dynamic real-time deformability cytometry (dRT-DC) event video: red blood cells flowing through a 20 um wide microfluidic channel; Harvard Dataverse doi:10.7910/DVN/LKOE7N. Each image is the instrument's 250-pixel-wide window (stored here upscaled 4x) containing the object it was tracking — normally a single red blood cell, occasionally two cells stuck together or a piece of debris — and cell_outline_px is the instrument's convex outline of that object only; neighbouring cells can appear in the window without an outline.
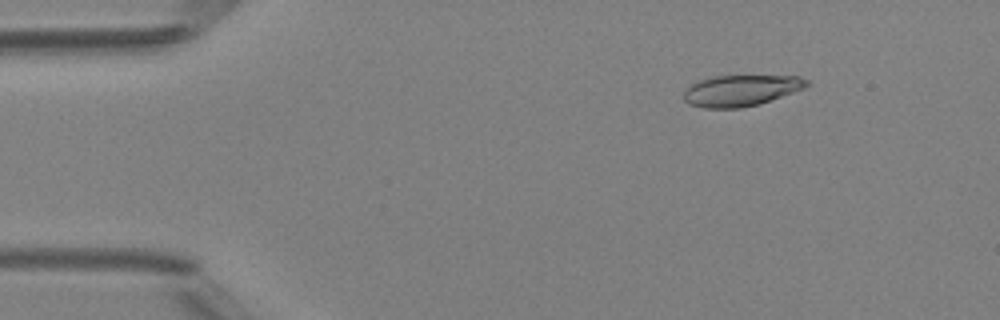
{"species": "Egyptian fruit bat (a non-hibernating species)", "species_latin": "Rousettus aegyptiacus", "temperature_condition": "room temperature", "stored_images_in_passage": 49, "camera_frame_rate_fps": 3000, "um_per_image_px": 0.085, "animal": {"sex": "female"}, "frame": {"image": 1, "passage_image": 7, "time_ms": 2.0, "image_size_px": [1000, 320], "cell_outline_px": [[808, 84], [804, 88], [760, 104], [740, 108], [704, 108], [688, 104], [684, 100], [684, 92], [692, 84], [700, 80], [712, 76], [800, 76], [808, 80]], "centroid_in_image_um": [62.97, 7.7], "position_along_channel_um": 22.0, "area_um2": 22.2}}
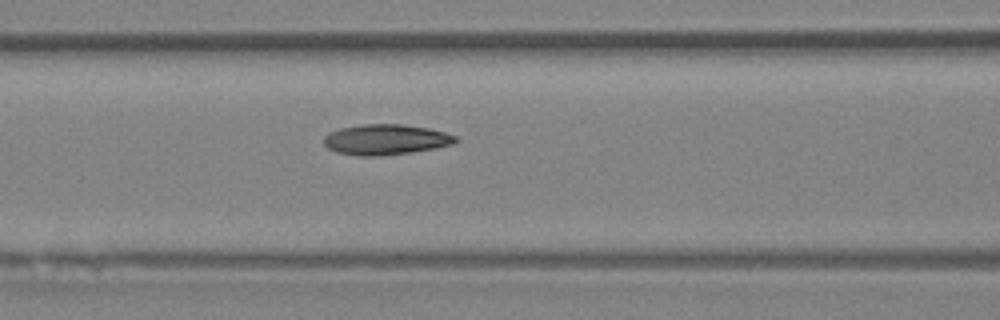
{"frame": {"image": 2, "passage_image": 21, "time_ms": 6.667, "image_size_px": [1000, 320], "cell_outline_px": [[460, 140], [452, 144], [436, 148], [412, 152], [380, 156], [360, 156], [336, 152], [328, 148], [324, 144], [324, 136], [328, 132], [340, 128], [360, 124], [400, 124], [428, 128], [444, 132], [456, 136]], "centroid_in_image_um": [32.77, 11.86], "position_along_channel_um": 133.8, "area_um2": 23.52}}
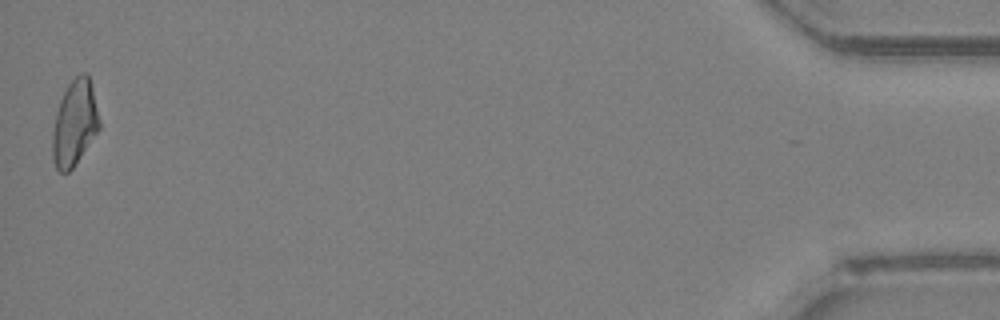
{"frame": {"image": 3, "passage_image": 49, "time_ms": 16.0, "image_size_px": [1000, 320], "cell_outline_px": [[100, 128], [72, 168], [68, 172], [60, 172], [56, 168], [52, 160], [52, 132], [56, 112], [60, 100], [68, 84], [80, 72], [88, 72], [100, 120]], "centroid_in_image_um": [6.33, 10.45], "position_along_channel_um": 428.9, "area_um2": 23.29}, "authors_computed_cell_mechanics": {"area_um2": 22.7732, "velocity_mm_per_s": 4.2135, "shape_relaxation_time_tau1_ms": 7.0843, "shape_relaxation_time_tau2_ms": 2.3746, "deformation_change_tau1": 0.1928, "deformation_change_tau2": 0.0892}}